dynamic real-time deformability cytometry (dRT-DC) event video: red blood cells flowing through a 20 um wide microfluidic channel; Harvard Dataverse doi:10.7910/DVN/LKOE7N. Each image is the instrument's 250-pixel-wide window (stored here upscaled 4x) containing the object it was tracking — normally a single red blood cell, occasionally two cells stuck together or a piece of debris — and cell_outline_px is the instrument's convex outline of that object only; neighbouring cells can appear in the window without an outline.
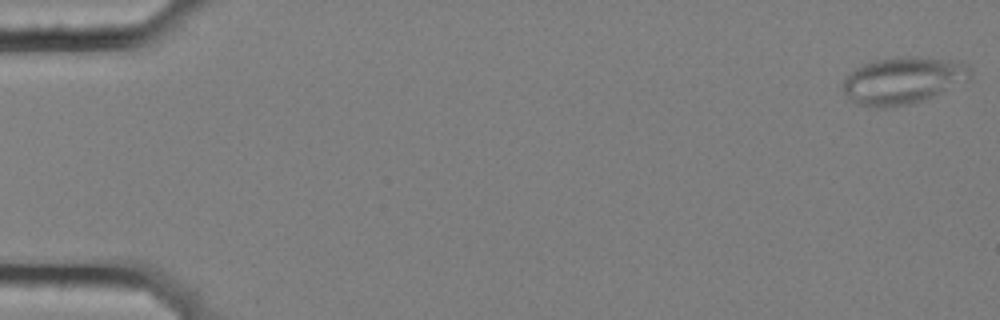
{"species": "common noctule bat (a hibernating species)", "species_latin": "Nyctalus noctula", "temperature_condition": "cold", "stored_images_in_passage": 11, "camera_frame_rate_fps": 3000, "um_per_image_px": 0.085, "animal": {"sex": "female", "body_mass_g": 25.1}, "frame": {"image": 1, "passage_image": 1, "time_ms": 0.0, "image_size_px": [1000, 320], "cell_outline_px": [[972, 76], [932, 96], [908, 104], [884, 108], [880, 108], [860, 104], [852, 100], [844, 92], [844, 80], [848, 72], [864, 64], [876, 60], [900, 56], [916, 56], [956, 60], [968, 64], [972, 68]], "centroid_in_image_um": [76.75, 6.8], "position_along_channel_um": 8.2, "area_um2": 34.45}}